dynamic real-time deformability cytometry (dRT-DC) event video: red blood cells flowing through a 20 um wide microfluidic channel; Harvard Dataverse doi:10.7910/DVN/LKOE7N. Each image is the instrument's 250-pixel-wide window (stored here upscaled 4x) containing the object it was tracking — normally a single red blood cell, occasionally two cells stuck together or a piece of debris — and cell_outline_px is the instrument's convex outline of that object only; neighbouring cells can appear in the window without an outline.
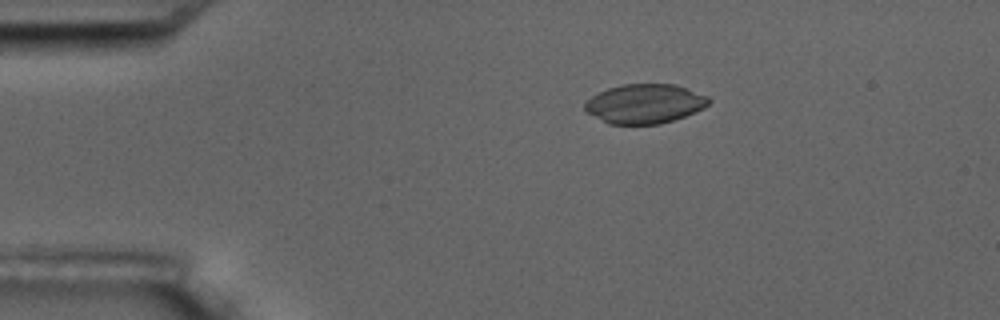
{"species": "common noctule bat (a hibernating species)", "species_latin": "Nyctalus noctula", "temperature_condition": "room temperature", "stored_images_in_passage": 8, "camera_frame_rate_fps": 3000, "um_per_image_px": 0.085, "animal": {"sex": "male", "body_mass_g": 17.5, "forearm_length_mm": 52.3}, "frame": {"image": 1, "passage_image": 3, "time_ms": 2.0, "image_size_px": [1000, 320], "cell_outline_px": [[712, 100], [704, 108], [684, 116], [660, 124], [608, 124], [588, 112], [584, 108], [584, 104], [592, 96], [608, 88], [624, 84], [676, 84], [708, 96]], "centroid_in_image_um": [54.83, 8.81], "position_along_channel_um": 30.2, "area_um2": 28.26}}
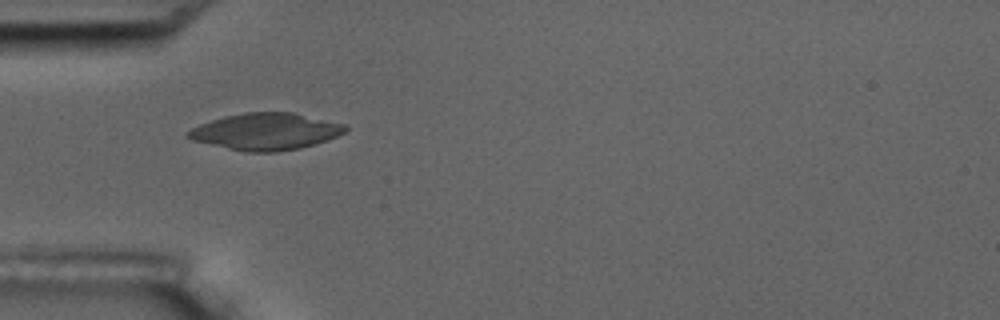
{"frame": {"image": 2, "passage_image": 5, "time_ms": 4.333, "image_size_px": [1000, 320], "cell_outline_px": [[348, 128], [344, 132], [328, 140], [300, 148], [276, 152], [244, 152], [192, 140], [184, 136], [192, 128], [200, 124], [224, 116], [244, 112], [292, 112], [344, 124]], "centroid_in_image_um": [22.57, 11.18], "position_along_channel_um": 62.4, "area_um2": 33.58}}
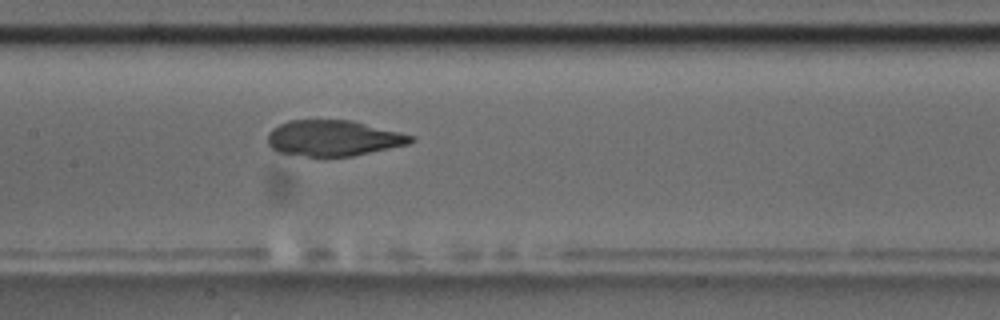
{"frame": {"image": 3, "passage_image": 8, "time_ms": 7.667, "image_size_px": [1000, 320], "cell_outline_px": [[416, 140], [408, 144], [352, 156], [308, 156], [276, 152], [268, 144], [268, 132], [272, 128], [288, 120], [352, 120], [416, 136]], "centroid_in_image_um": [28.34, 11.73], "position_along_channel_um": 179.1, "area_um2": 29.88}}